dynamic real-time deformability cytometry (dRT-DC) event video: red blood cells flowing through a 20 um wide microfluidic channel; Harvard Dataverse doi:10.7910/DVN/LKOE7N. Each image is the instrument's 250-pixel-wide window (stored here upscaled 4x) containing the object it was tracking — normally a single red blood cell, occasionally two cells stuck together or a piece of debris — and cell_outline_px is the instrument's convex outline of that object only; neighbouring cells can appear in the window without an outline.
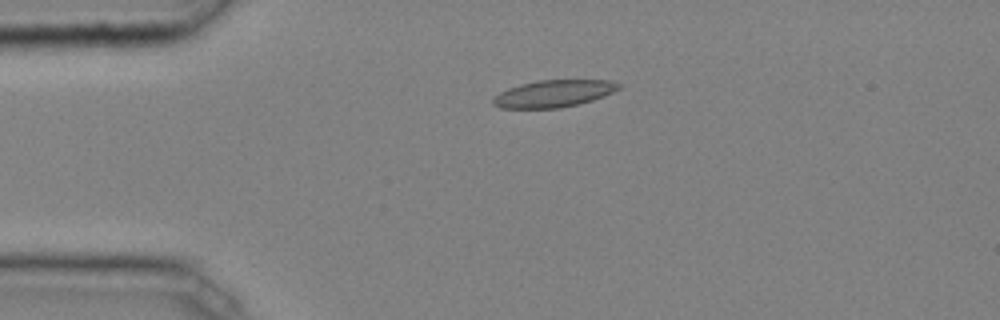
{"species": "common noctule bat (a hibernating species)", "species_latin": "Nyctalus noctula", "temperature_condition": "cold", "stored_images_in_passage": 33, "camera_frame_rate_fps": 3000, "um_per_image_px": 0.085, "animal": {"sex": "male", "body_mass_g": 20.4}, "frame": {"image": 1, "passage_image": 1, "time_ms": 0.0, "image_size_px": [1000, 320], "cell_outline_px": [[624, 84], [620, 88], [604, 96], [580, 104], [560, 108], [500, 108], [492, 104], [492, 100], [500, 92], [508, 88], [520, 84], [540, 80], [612, 80]], "centroid_in_image_um": [47.1, 7.95], "position_along_channel_um": 37.9, "area_um2": 19.94}}
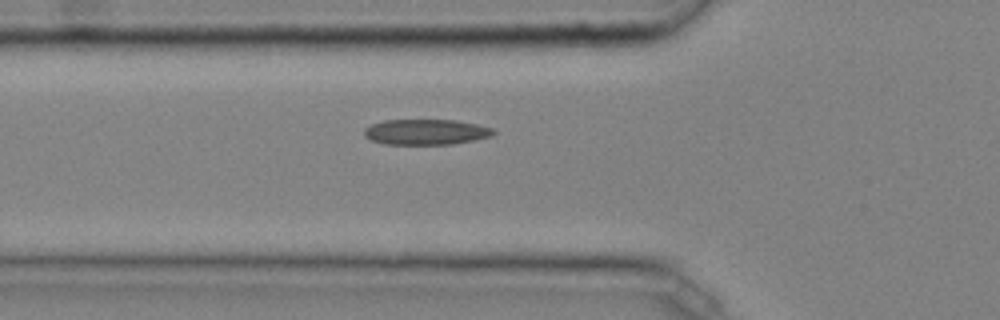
{"frame": {"image": 2, "passage_image": 7, "time_ms": 2.0, "image_size_px": [1000, 320], "cell_outline_px": [[496, 132], [492, 136], [452, 144], [384, 144], [372, 140], [364, 136], [364, 128], [372, 124], [384, 120], [456, 120], [476, 124], [492, 128]], "centroid_in_image_um": [36.19, 11.21], "position_along_channel_um": 89.6, "area_um2": 19.13}}
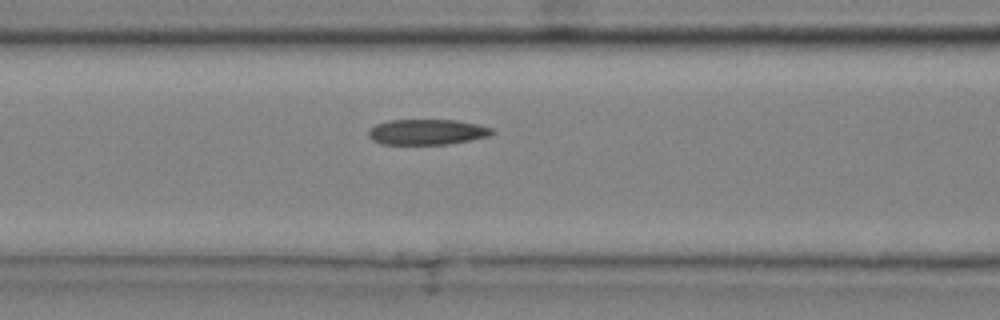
{"frame": {"image": 3, "passage_image": 10, "time_ms": 3.0, "image_size_px": [1000, 320], "cell_outline_px": [[496, 132], [488, 136], [448, 144], [380, 144], [372, 140], [368, 136], [368, 128], [376, 124], [388, 120], [456, 120], [476, 124], [492, 128]], "centroid_in_image_um": [36.25, 11.21], "position_along_channel_um": 130.4, "area_um2": 18.38}, "authors_computed_cell_mechanics": {"area_um2": 18.8428, "velocity_mm_per_s": 4.0436, "shape_relaxation_time_tau1_ms": null, "shape_relaxation_time_tau2_ms": 3.9045, "deformation_change_tau1": null, "deformation_change_tau2": 0.0916}}